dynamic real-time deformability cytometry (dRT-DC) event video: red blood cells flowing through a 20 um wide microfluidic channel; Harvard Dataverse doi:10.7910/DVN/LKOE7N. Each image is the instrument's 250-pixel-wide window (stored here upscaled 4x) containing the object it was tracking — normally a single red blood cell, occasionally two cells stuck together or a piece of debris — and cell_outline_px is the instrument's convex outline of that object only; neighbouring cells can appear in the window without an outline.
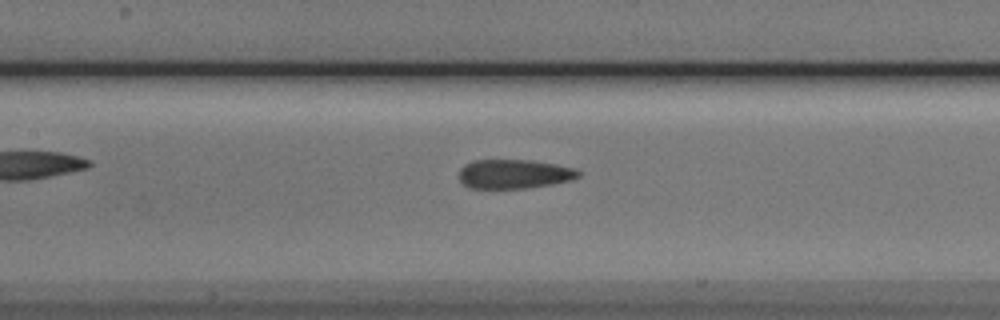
{"species": "Egyptian fruit bat (a non-hibernating species)", "species_latin": "Rousettus aegyptiacus", "temperature_condition": "cold", "stored_images_in_passage": 8, "camera_frame_rate_fps": 3000, "um_per_image_px": 0.085, "animal": {"sex": "male"}, "frame": {"image": 1, "passage_image": 7, "time_ms": 8.0, "image_size_px": [1000, 320], "cell_outline_px": [[580, 176], [572, 180], [552, 184], [528, 188], [472, 188], [464, 184], [460, 180], [460, 168], [464, 164], [472, 160], [532, 160], [556, 164], [572, 168], [580, 172]], "centroid_in_image_um": [43.7, 14.78], "position_along_channel_um": 163.7, "area_um2": 20.29}}
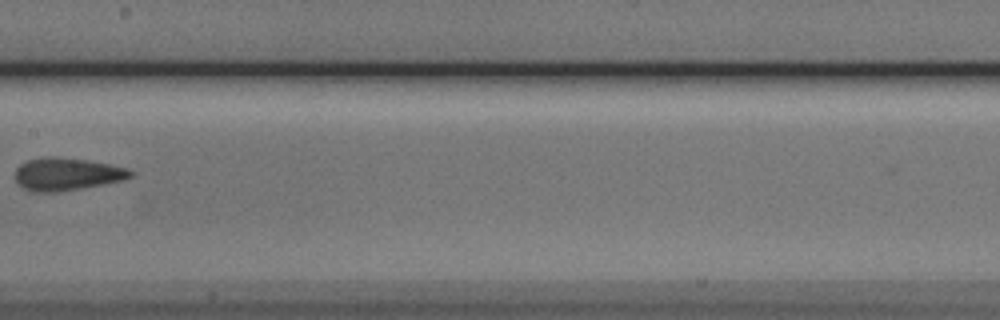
{"frame": {"image": 2, "passage_image": 8, "time_ms": 9.0, "image_size_px": [1000, 320], "cell_outline_px": [[136, 172], [132, 176], [124, 180], [104, 184], [56, 192], [32, 192], [24, 188], [16, 180], [16, 168], [20, 164], [28, 160], [48, 156], [60, 156], [88, 160], [128, 168]], "centroid_in_image_um": [5.71, 14.79], "position_along_channel_um": 201.7, "area_um2": 22.02}}